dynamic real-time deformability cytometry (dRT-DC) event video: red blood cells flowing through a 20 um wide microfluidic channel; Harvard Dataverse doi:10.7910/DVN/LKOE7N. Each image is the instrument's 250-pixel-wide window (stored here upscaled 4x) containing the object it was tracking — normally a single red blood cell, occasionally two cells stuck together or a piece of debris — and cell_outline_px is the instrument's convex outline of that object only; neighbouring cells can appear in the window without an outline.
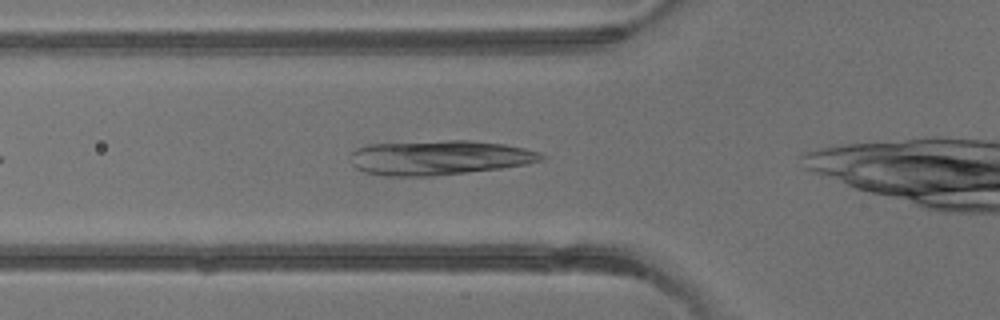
{"species": "common noctule bat (a hibernating species)", "species_latin": "Nyctalus noctula", "temperature_condition": "warm", "stored_images_in_passage": 2, "camera_frame_rate_fps": 3000, "um_per_image_px": 0.085, "animal": {"sex": "male", "body_mass_g": 13.3}, "frame": {"image": 1, "passage_image": 2, "time_ms": 1.333, "image_size_px": [1000, 320], "cell_outline_px": [[548, 156], [544, 160], [528, 164], [500, 168], [432, 176], [384, 176], [364, 172], [356, 168], [352, 164], [348, 156], [356, 148], [368, 144], [448, 140], [468, 140], [504, 144], [524, 148], [540, 152]], "centroid_in_image_um": [37.33, 13.39], "position_along_channel_um": 88.5, "area_um2": 38.78}}